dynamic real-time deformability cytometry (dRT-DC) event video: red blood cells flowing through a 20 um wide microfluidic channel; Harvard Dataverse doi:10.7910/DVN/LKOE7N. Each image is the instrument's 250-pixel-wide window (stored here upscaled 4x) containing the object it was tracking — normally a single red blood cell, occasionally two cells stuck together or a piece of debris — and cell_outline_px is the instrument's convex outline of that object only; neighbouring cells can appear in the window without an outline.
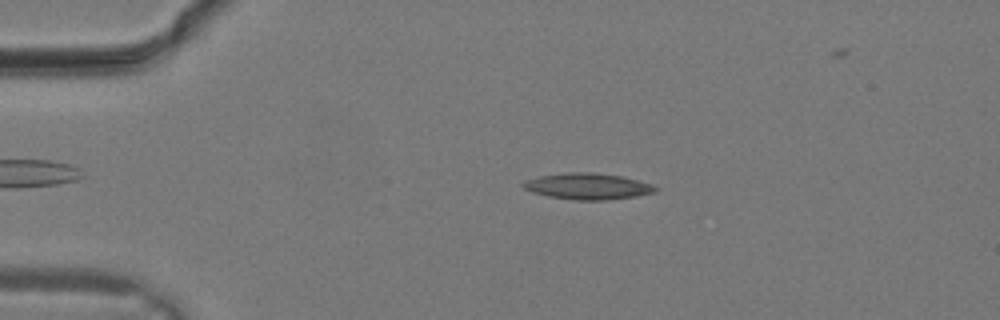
{"species": "common noctule bat (a hibernating species)", "species_latin": "Nyctalus noctula", "temperature_condition": "warm", "stored_images_in_passage": 18, "camera_frame_rate_fps": 3000, "um_per_image_px": 0.085, "animal": {"sex": "male", "body_mass_g": 19.2, "forearm_length_mm": 51.8}, "frame": {"image": 1, "passage_image": 6, "time_ms": 1.667, "image_size_px": [1000, 320], "cell_outline_px": [[660, 188], [656, 192], [636, 196], [604, 200], [576, 200], [548, 196], [532, 192], [524, 188], [520, 184], [524, 180], [540, 176], [568, 172], [592, 172], [620, 176], [640, 180], [652, 184]], "centroid_in_image_um": [49.97, 15.83], "position_along_channel_um": 35.0, "area_um2": 20.29}}
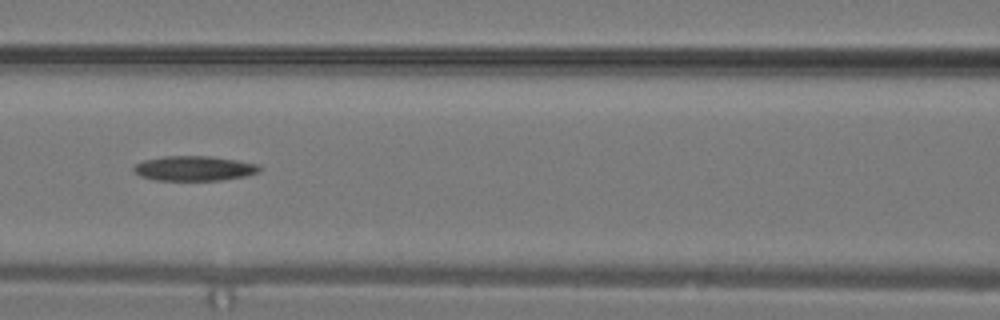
{"frame": {"image": 2, "passage_image": 13, "time_ms": 4.0, "image_size_px": [1000, 320], "cell_outline_px": [[260, 172], [248, 176], [224, 180], [156, 180], [140, 176], [132, 168], [136, 164], [144, 160], [164, 156], [208, 156], [236, 160], [256, 164], [260, 168]], "centroid_in_image_um": [16.52, 14.32], "position_along_channel_um": 150.1, "area_um2": 18.15}}
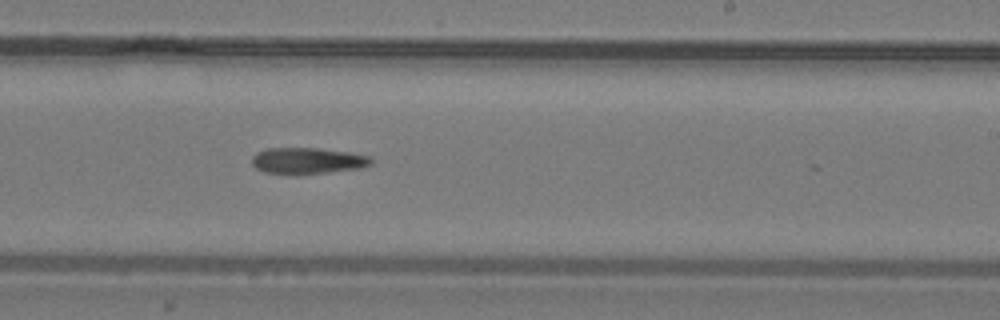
{"frame": {"image": 3, "passage_image": 18, "time_ms": 5.667, "image_size_px": [1000, 320], "cell_outline_px": [[372, 164], [360, 168], [324, 172], [264, 172], [256, 168], [252, 164], [252, 156], [256, 152], [264, 148], [320, 148], [348, 152], [372, 156]], "centroid_in_image_um": [26.15, 13.62], "position_along_channel_um": 262.8, "area_um2": 17.74}}